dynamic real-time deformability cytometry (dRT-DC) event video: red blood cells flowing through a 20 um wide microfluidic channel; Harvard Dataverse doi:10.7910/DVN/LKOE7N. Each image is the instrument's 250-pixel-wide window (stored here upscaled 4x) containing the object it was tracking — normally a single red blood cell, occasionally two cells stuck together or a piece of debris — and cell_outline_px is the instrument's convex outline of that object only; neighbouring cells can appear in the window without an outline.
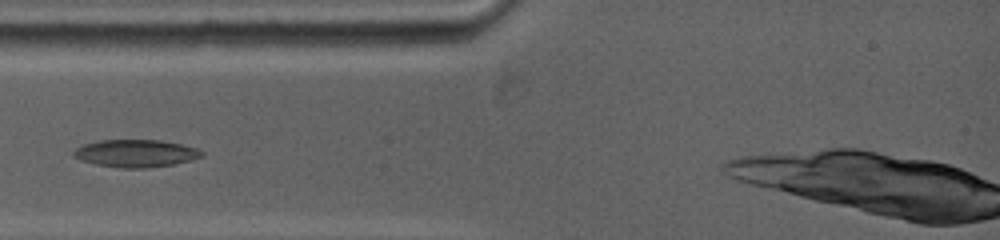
{"species": "common noctule bat (a hibernating species)", "species_latin": "Nyctalus noctula", "temperature_condition": "warm", "stored_images_in_passage": 6, "camera_frame_rate_fps": 5000, "um_per_image_px": 0.085, "animal": {"sex": "female", "body_mass_g": 19.0, "forearm_length_mm": 53.3}, "frame": {"image": 1, "passage_image": 5, "time_ms": 2.4, "image_size_px": [1000, 240], "cell_outline_px": [[204, 156], [192, 160], [176, 164], [144, 168], [120, 168], [96, 164], [80, 160], [72, 156], [72, 152], [76, 148], [84, 144], [100, 140], [160, 140], [180, 144], [196, 148], [204, 152]], "centroid_in_image_um": [11.54, 13.04], "position_along_channel_um": 73.5, "area_um2": 20.63}}